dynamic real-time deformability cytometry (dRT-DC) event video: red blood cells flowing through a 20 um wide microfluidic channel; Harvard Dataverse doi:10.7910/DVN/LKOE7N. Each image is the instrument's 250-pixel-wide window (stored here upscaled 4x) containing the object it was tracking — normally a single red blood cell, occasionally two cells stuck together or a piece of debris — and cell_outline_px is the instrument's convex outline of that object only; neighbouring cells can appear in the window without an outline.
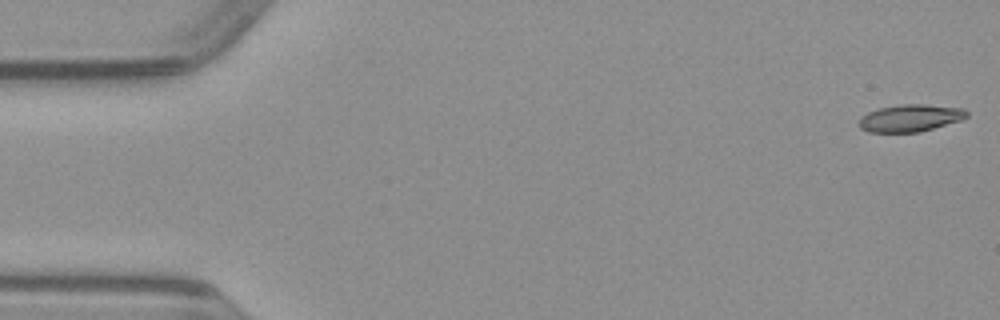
{"species": "common noctule bat (a hibernating species)", "species_latin": "Nyctalus noctula", "temperature_condition": "warm", "stored_images_in_passage": 50, "camera_frame_rate_fps": 3000, "um_per_image_px": 0.085, "animal": {"sex": "male", "body_mass_g": 23.1, "forearm_length_mm": 52.7}, "frame": {"image": 1, "passage_image": 1, "time_ms": 0.0, "image_size_px": [1000, 320], "cell_outline_px": [[968, 116], [960, 120], [920, 132], [868, 132], [860, 128], [856, 124], [860, 116], [868, 112], [880, 108], [900, 104], [924, 104], [964, 108], [968, 112]], "centroid_in_image_um": [77.33, 10.03], "position_along_channel_um": 7.7, "area_um2": 17.22}}
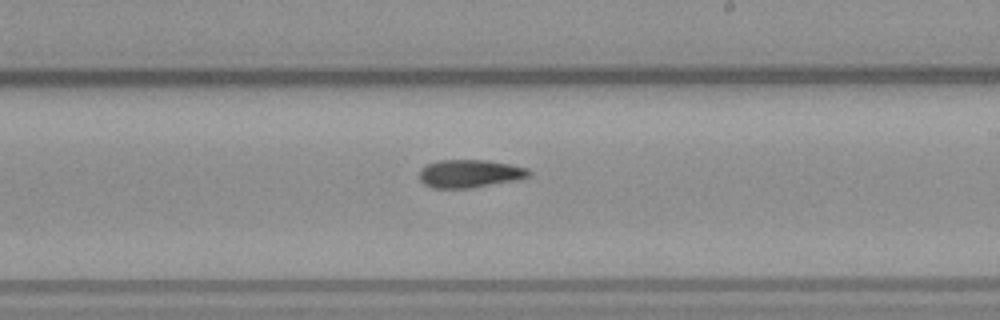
{"frame": {"image": 2, "passage_image": 29, "time_ms": 9.333, "image_size_px": [1000, 320], "cell_outline_px": [[532, 172], [528, 176], [520, 180], [472, 188], [432, 188], [424, 184], [420, 180], [420, 168], [436, 160], [488, 160], [528, 168]], "centroid_in_image_um": [39.94, 14.76], "position_along_channel_um": 249.1, "area_um2": 18.09}}
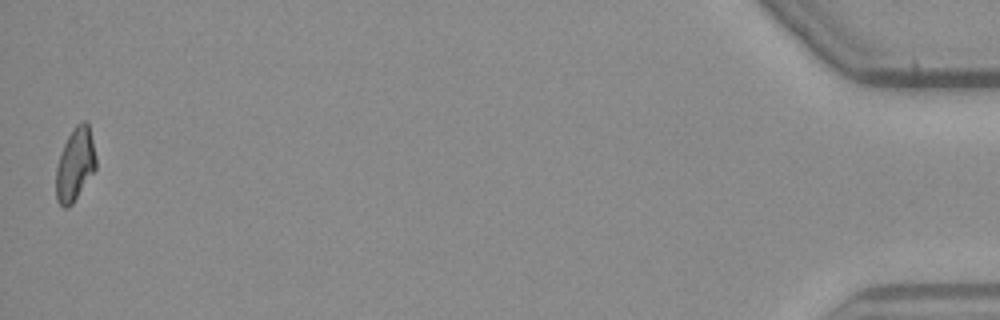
{"frame": {"image": 3, "passage_image": 50, "time_ms": 16.333, "image_size_px": [1000, 320], "cell_outline_px": [[96, 168], [72, 204], [68, 208], [64, 208], [56, 200], [56, 168], [64, 144], [68, 136], [76, 124], [80, 120], [88, 120], [96, 156]], "centroid_in_image_um": [6.39, 13.95], "position_along_channel_um": 428.8, "area_um2": 16.99}}